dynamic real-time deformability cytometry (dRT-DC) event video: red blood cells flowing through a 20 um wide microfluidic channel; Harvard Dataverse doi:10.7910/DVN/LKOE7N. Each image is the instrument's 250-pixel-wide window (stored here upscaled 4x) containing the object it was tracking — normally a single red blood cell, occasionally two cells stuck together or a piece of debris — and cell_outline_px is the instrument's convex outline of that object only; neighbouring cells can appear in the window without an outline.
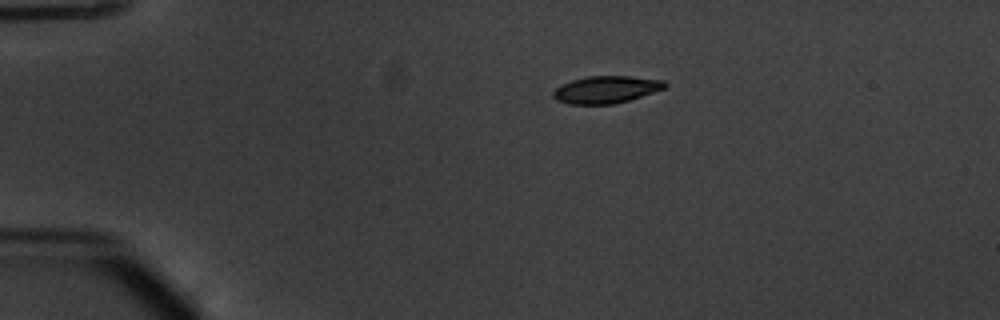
{"species": "common noctule bat (a hibernating species)", "species_latin": "Nyctalus noctula", "temperature_condition": "warm", "stored_images_in_passage": 43, "camera_frame_rate_fps": 3000, "um_per_image_px": 0.085, "animal": {"sex": "male", "body_mass_g": 20.1, "forearm_length_mm": 53.5}, "frame": {"image": 1, "passage_image": 1, "time_ms": 0.0, "image_size_px": [1000, 320], "cell_outline_px": [[668, 84], [664, 88], [628, 100], [612, 104], [568, 104], [556, 100], [552, 96], [552, 92], [556, 88], [572, 80], [588, 76], [632, 76], [664, 80]], "centroid_in_image_um": [51.5, 7.61], "position_along_channel_um": 33.5, "area_um2": 17.57}}
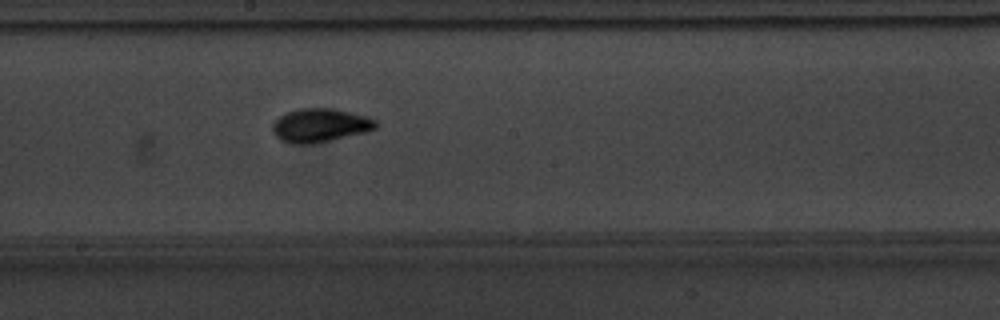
{"frame": {"image": 2, "passage_image": 20, "time_ms": 6.333, "image_size_px": [1000, 320], "cell_outline_px": [[380, 124], [376, 128], [368, 132], [316, 144], [288, 144], [280, 140], [272, 132], [272, 124], [280, 116], [288, 112], [300, 108], [332, 108], [368, 116], [376, 120]], "centroid_in_image_um": [27.24, 10.67], "position_along_channel_um": 221.0, "area_um2": 20.69}}
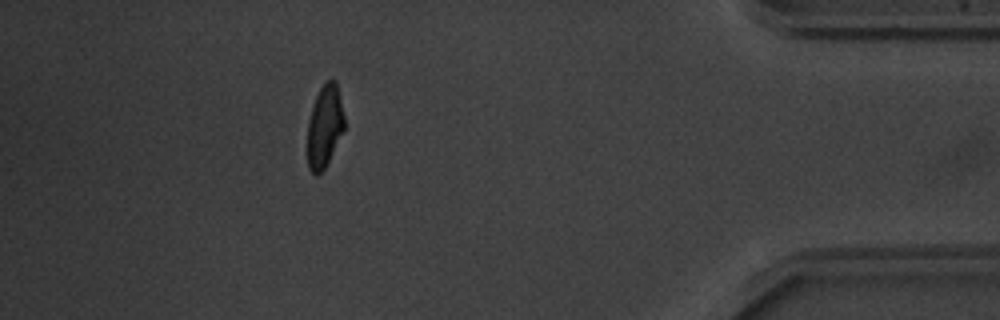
{"frame": {"image": 3, "passage_image": 38, "time_ms": 12.333, "image_size_px": [1000, 320], "cell_outline_px": [[344, 132], [324, 168], [316, 176], [308, 168], [308, 120], [316, 96], [324, 80], [336, 80], [344, 116]], "centroid_in_image_um": [27.6, 10.72], "position_along_channel_um": 407.6, "area_um2": 17.63}, "authors_computed_cell_mechanics": {"area_um2": 18.496, "velocity_mm_per_s": 3.8299, "shape_relaxation_time_tau1_ms": 2.4271, "shape_relaxation_time_tau2_ms": 1.3857, "deformation_change_tau1": 0.1608, "deformation_change_tau2": 0.0656}}